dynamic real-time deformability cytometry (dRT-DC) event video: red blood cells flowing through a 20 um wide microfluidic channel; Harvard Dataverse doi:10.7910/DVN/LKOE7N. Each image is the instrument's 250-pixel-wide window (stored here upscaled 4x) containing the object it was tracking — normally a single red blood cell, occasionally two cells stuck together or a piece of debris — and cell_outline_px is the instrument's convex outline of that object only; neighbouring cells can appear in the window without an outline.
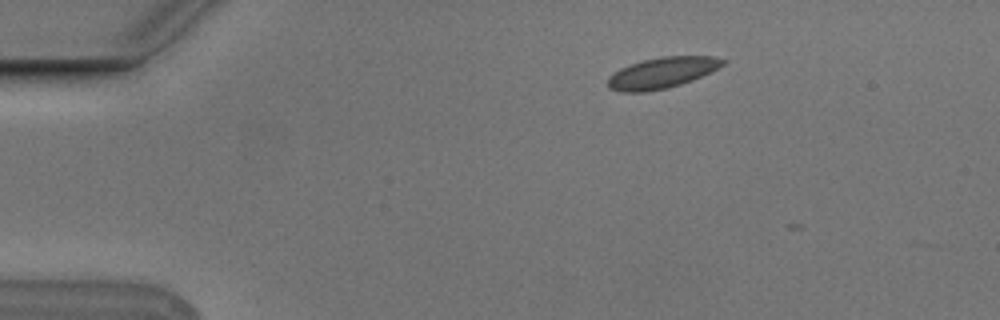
{"species": "Egyptian fruit bat (a non-hibernating species)", "species_latin": "Rousettus aegyptiacus", "temperature_condition": "cold", "stored_images_in_passage": 3, "camera_frame_rate_fps": 3000, "um_per_image_px": 0.085, "animal": {"sex": "male"}, "frame": {"image": 1, "passage_image": 1, "time_ms": 0.0, "image_size_px": [1000, 320], "cell_outline_px": [[728, 60], [724, 64], [692, 80], [668, 88], [644, 92], [620, 92], [608, 88], [608, 76], [612, 72], [620, 68], [644, 60], [660, 56], [712, 56]], "centroid_in_image_um": [56.22, 6.19], "position_along_channel_um": 28.8, "area_um2": 20.63}}